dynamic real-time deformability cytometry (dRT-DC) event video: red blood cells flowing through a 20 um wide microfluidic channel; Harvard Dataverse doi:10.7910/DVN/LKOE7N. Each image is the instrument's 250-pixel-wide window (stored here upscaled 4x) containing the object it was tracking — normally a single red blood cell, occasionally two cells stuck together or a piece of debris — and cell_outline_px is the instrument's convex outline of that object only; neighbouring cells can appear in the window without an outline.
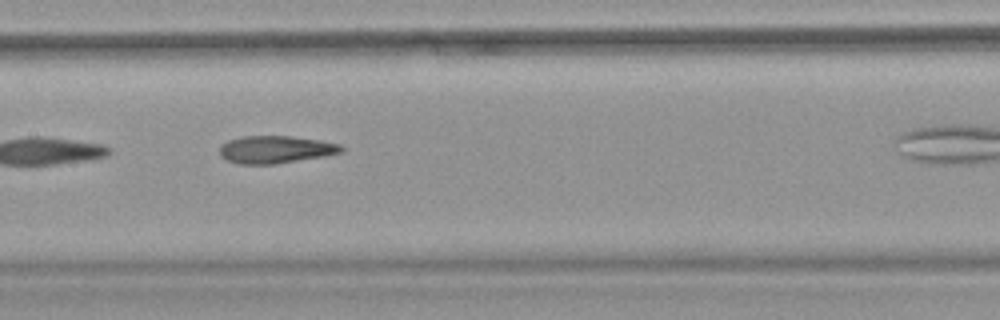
{"species": "common noctule bat (a hibernating species)", "species_latin": "Nyctalus noctula", "temperature_condition": "warm", "stored_images_in_passage": 11, "camera_frame_rate_fps": 3000, "um_per_image_px": 0.085, "animal": {"sex": "female", "body_mass_g": 18.4}, "frame": {"image": 1, "passage_image": 5, "time_ms": 1.333, "image_size_px": [1000, 320], "cell_outline_px": [[344, 152], [324, 156], [276, 164], [240, 164], [228, 160], [220, 156], [220, 144], [228, 140], [240, 136], [292, 136], [320, 140], [340, 144], [344, 148]], "centroid_in_image_um": [23.43, 12.7], "position_along_channel_um": 184.0, "area_um2": 19.65}}